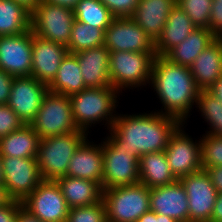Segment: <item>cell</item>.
I'll return each instance as SVG.
<instances>
[{"label": "cell", "instance_id": "cell-1", "mask_svg": "<svg viewBox=\"0 0 222 222\" xmlns=\"http://www.w3.org/2000/svg\"><path fill=\"white\" fill-rule=\"evenodd\" d=\"M149 87L162 105L159 111L154 109L156 112L177 118L181 123H189L201 91L189 67L157 55L152 65Z\"/></svg>", "mask_w": 222, "mask_h": 222}, {"label": "cell", "instance_id": "cell-2", "mask_svg": "<svg viewBox=\"0 0 222 222\" xmlns=\"http://www.w3.org/2000/svg\"><path fill=\"white\" fill-rule=\"evenodd\" d=\"M147 112L123 114L121 111L108 130L123 148L139 159L143 154L165 151L171 135L182 124L177 118L154 110Z\"/></svg>", "mask_w": 222, "mask_h": 222}, {"label": "cell", "instance_id": "cell-3", "mask_svg": "<svg viewBox=\"0 0 222 222\" xmlns=\"http://www.w3.org/2000/svg\"><path fill=\"white\" fill-rule=\"evenodd\" d=\"M123 96L114 87L85 88L79 93L70 95L73 117L78 129L90 134L97 124L105 125L110 130L119 113L118 104ZM118 107V109H116ZM90 130V131H89Z\"/></svg>", "mask_w": 222, "mask_h": 222}, {"label": "cell", "instance_id": "cell-4", "mask_svg": "<svg viewBox=\"0 0 222 222\" xmlns=\"http://www.w3.org/2000/svg\"><path fill=\"white\" fill-rule=\"evenodd\" d=\"M90 136L83 130H76L40 139L36 159L42 180L56 181L66 176L71 157Z\"/></svg>", "mask_w": 222, "mask_h": 222}, {"label": "cell", "instance_id": "cell-5", "mask_svg": "<svg viewBox=\"0 0 222 222\" xmlns=\"http://www.w3.org/2000/svg\"><path fill=\"white\" fill-rule=\"evenodd\" d=\"M156 53L115 51L109 54V73L112 87L121 94L127 90L149 89ZM126 90V91H125Z\"/></svg>", "mask_w": 222, "mask_h": 222}, {"label": "cell", "instance_id": "cell-6", "mask_svg": "<svg viewBox=\"0 0 222 222\" xmlns=\"http://www.w3.org/2000/svg\"><path fill=\"white\" fill-rule=\"evenodd\" d=\"M102 149V189L140 183L139 158L134 153L127 148H123L107 132L106 136L102 138Z\"/></svg>", "mask_w": 222, "mask_h": 222}, {"label": "cell", "instance_id": "cell-7", "mask_svg": "<svg viewBox=\"0 0 222 222\" xmlns=\"http://www.w3.org/2000/svg\"><path fill=\"white\" fill-rule=\"evenodd\" d=\"M107 222H136L150 209L149 188L137 183L103 189Z\"/></svg>", "mask_w": 222, "mask_h": 222}, {"label": "cell", "instance_id": "cell-8", "mask_svg": "<svg viewBox=\"0 0 222 222\" xmlns=\"http://www.w3.org/2000/svg\"><path fill=\"white\" fill-rule=\"evenodd\" d=\"M30 126L40 139L80 130L74 121L69 96L49 91L44 96L41 107Z\"/></svg>", "mask_w": 222, "mask_h": 222}, {"label": "cell", "instance_id": "cell-9", "mask_svg": "<svg viewBox=\"0 0 222 222\" xmlns=\"http://www.w3.org/2000/svg\"><path fill=\"white\" fill-rule=\"evenodd\" d=\"M75 21L74 10L43 0L31 12L30 29L34 35L67 47Z\"/></svg>", "mask_w": 222, "mask_h": 222}, {"label": "cell", "instance_id": "cell-10", "mask_svg": "<svg viewBox=\"0 0 222 222\" xmlns=\"http://www.w3.org/2000/svg\"><path fill=\"white\" fill-rule=\"evenodd\" d=\"M187 125L182 123L176 129L165 148L170 170L177 179L202 170L201 141L186 132Z\"/></svg>", "mask_w": 222, "mask_h": 222}, {"label": "cell", "instance_id": "cell-11", "mask_svg": "<svg viewBox=\"0 0 222 222\" xmlns=\"http://www.w3.org/2000/svg\"><path fill=\"white\" fill-rule=\"evenodd\" d=\"M3 185L13 200L23 201L42 181L36 158L1 156Z\"/></svg>", "mask_w": 222, "mask_h": 222}, {"label": "cell", "instance_id": "cell-12", "mask_svg": "<svg viewBox=\"0 0 222 222\" xmlns=\"http://www.w3.org/2000/svg\"><path fill=\"white\" fill-rule=\"evenodd\" d=\"M43 222H66L70 207L56 181L42 180L21 202Z\"/></svg>", "mask_w": 222, "mask_h": 222}, {"label": "cell", "instance_id": "cell-13", "mask_svg": "<svg viewBox=\"0 0 222 222\" xmlns=\"http://www.w3.org/2000/svg\"><path fill=\"white\" fill-rule=\"evenodd\" d=\"M104 46L110 51L155 53V42L131 17H115L105 30Z\"/></svg>", "mask_w": 222, "mask_h": 222}, {"label": "cell", "instance_id": "cell-14", "mask_svg": "<svg viewBox=\"0 0 222 222\" xmlns=\"http://www.w3.org/2000/svg\"><path fill=\"white\" fill-rule=\"evenodd\" d=\"M179 180L188 198L189 222H210L218 194L210 176L202 169Z\"/></svg>", "mask_w": 222, "mask_h": 222}, {"label": "cell", "instance_id": "cell-15", "mask_svg": "<svg viewBox=\"0 0 222 222\" xmlns=\"http://www.w3.org/2000/svg\"><path fill=\"white\" fill-rule=\"evenodd\" d=\"M48 91V85L32 76L14 77L7 105L30 125Z\"/></svg>", "mask_w": 222, "mask_h": 222}, {"label": "cell", "instance_id": "cell-16", "mask_svg": "<svg viewBox=\"0 0 222 222\" xmlns=\"http://www.w3.org/2000/svg\"><path fill=\"white\" fill-rule=\"evenodd\" d=\"M0 68L14 77L31 76L32 31L0 36Z\"/></svg>", "mask_w": 222, "mask_h": 222}, {"label": "cell", "instance_id": "cell-17", "mask_svg": "<svg viewBox=\"0 0 222 222\" xmlns=\"http://www.w3.org/2000/svg\"><path fill=\"white\" fill-rule=\"evenodd\" d=\"M67 47L40 38L32 33V70L31 76L46 85L55 78Z\"/></svg>", "mask_w": 222, "mask_h": 222}, {"label": "cell", "instance_id": "cell-18", "mask_svg": "<svg viewBox=\"0 0 222 222\" xmlns=\"http://www.w3.org/2000/svg\"><path fill=\"white\" fill-rule=\"evenodd\" d=\"M150 209L177 222H189L188 198L179 179L165 186L149 189Z\"/></svg>", "mask_w": 222, "mask_h": 222}, {"label": "cell", "instance_id": "cell-19", "mask_svg": "<svg viewBox=\"0 0 222 222\" xmlns=\"http://www.w3.org/2000/svg\"><path fill=\"white\" fill-rule=\"evenodd\" d=\"M87 138L71 157L66 176L87 179L102 186L103 149L102 140ZM98 143V144H97Z\"/></svg>", "mask_w": 222, "mask_h": 222}, {"label": "cell", "instance_id": "cell-20", "mask_svg": "<svg viewBox=\"0 0 222 222\" xmlns=\"http://www.w3.org/2000/svg\"><path fill=\"white\" fill-rule=\"evenodd\" d=\"M110 51L103 45L75 53L86 88L112 86L109 73Z\"/></svg>", "mask_w": 222, "mask_h": 222}, {"label": "cell", "instance_id": "cell-21", "mask_svg": "<svg viewBox=\"0 0 222 222\" xmlns=\"http://www.w3.org/2000/svg\"><path fill=\"white\" fill-rule=\"evenodd\" d=\"M175 4L171 0H139L134 13L130 17L155 42L160 36Z\"/></svg>", "mask_w": 222, "mask_h": 222}, {"label": "cell", "instance_id": "cell-22", "mask_svg": "<svg viewBox=\"0 0 222 222\" xmlns=\"http://www.w3.org/2000/svg\"><path fill=\"white\" fill-rule=\"evenodd\" d=\"M189 69L198 88L209 90L222 77V38L205 48Z\"/></svg>", "mask_w": 222, "mask_h": 222}, {"label": "cell", "instance_id": "cell-23", "mask_svg": "<svg viewBox=\"0 0 222 222\" xmlns=\"http://www.w3.org/2000/svg\"><path fill=\"white\" fill-rule=\"evenodd\" d=\"M197 27L177 5L171 9L167 22L155 41V53L164 56L170 49L185 40Z\"/></svg>", "mask_w": 222, "mask_h": 222}, {"label": "cell", "instance_id": "cell-24", "mask_svg": "<svg viewBox=\"0 0 222 222\" xmlns=\"http://www.w3.org/2000/svg\"><path fill=\"white\" fill-rule=\"evenodd\" d=\"M56 182L70 208L89 206L102 201V186L94 181L63 176Z\"/></svg>", "mask_w": 222, "mask_h": 222}, {"label": "cell", "instance_id": "cell-25", "mask_svg": "<svg viewBox=\"0 0 222 222\" xmlns=\"http://www.w3.org/2000/svg\"><path fill=\"white\" fill-rule=\"evenodd\" d=\"M216 39L217 37L208 28H196L164 57L175 64L190 67L200 53Z\"/></svg>", "mask_w": 222, "mask_h": 222}, {"label": "cell", "instance_id": "cell-26", "mask_svg": "<svg viewBox=\"0 0 222 222\" xmlns=\"http://www.w3.org/2000/svg\"><path fill=\"white\" fill-rule=\"evenodd\" d=\"M140 183L149 189L177 180L170 170L165 151L143 154L139 159Z\"/></svg>", "mask_w": 222, "mask_h": 222}, {"label": "cell", "instance_id": "cell-27", "mask_svg": "<svg viewBox=\"0 0 222 222\" xmlns=\"http://www.w3.org/2000/svg\"><path fill=\"white\" fill-rule=\"evenodd\" d=\"M40 137L30 125L0 138V155L19 158H36Z\"/></svg>", "mask_w": 222, "mask_h": 222}, {"label": "cell", "instance_id": "cell-28", "mask_svg": "<svg viewBox=\"0 0 222 222\" xmlns=\"http://www.w3.org/2000/svg\"><path fill=\"white\" fill-rule=\"evenodd\" d=\"M77 56L67 53L63 58L53 81L48 85L49 92L70 96L85 89Z\"/></svg>", "mask_w": 222, "mask_h": 222}, {"label": "cell", "instance_id": "cell-29", "mask_svg": "<svg viewBox=\"0 0 222 222\" xmlns=\"http://www.w3.org/2000/svg\"><path fill=\"white\" fill-rule=\"evenodd\" d=\"M31 12L12 0H0V36L18 35L30 29Z\"/></svg>", "mask_w": 222, "mask_h": 222}, {"label": "cell", "instance_id": "cell-30", "mask_svg": "<svg viewBox=\"0 0 222 222\" xmlns=\"http://www.w3.org/2000/svg\"><path fill=\"white\" fill-rule=\"evenodd\" d=\"M73 10L75 20L104 31L115 18L99 0H79Z\"/></svg>", "mask_w": 222, "mask_h": 222}, {"label": "cell", "instance_id": "cell-31", "mask_svg": "<svg viewBox=\"0 0 222 222\" xmlns=\"http://www.w3.org/2000/svg\"><path fill=\"white\" fill-rule=\"evenodd\" d=\"M105 31L100 28L75 20L73 22L70 41L67 45L68 53H78L83 50L104 45Z\"/></svg>", "mask_w": 222, "mask_h": 222}, {"label": "cell", "instance_id": "cell-32", "mask_svg": "<svg viewBox=\"0 0 222 222\" xmlns=\"http://www.w3.org/2000/svg\"><path fill=\"white\" fill-rule=\"evenodd\" d=\"M195 109L207 123L205 133L222 136V103L208 90H201Z\"/></svg>", "mask_w": 222, "mask_h": 222}, {"label": "cell", "instance_id": "cell-33", "mask_svg": "<svg viewBox=\"0 0 222 222\" xmlns=\"http://www.w3.org/2000/svg\"><path fill=\"white\" fill-rule=\"evenodd\" d=\"M201 136L202 169L222 166V136L208 133H203Z\"/></svg>", "mask_w": 222, "mask_h": 222}, {"label": "cell", "instance_id": "cell-34", "mask_svg": "<svg viewBox=\"0 0 222 222\" xmlns=\"http://www.w3.org/2000/svg\"><path fill=\"white\" fill-rule=\"evenodd\" d=\"M177 5L197 28H208L212 0H179Z\"/></svg>", "mask_w": 222, "mask_h": 222}, {"label": "cell", "instance_id": "cell-35", "mask_svg": "<svg viewBox=\"0 0 222 222\" xmlns=\"http://www.w3.org/2000/svg\"><path fill=\"white\" fill-rule=\"evenodd\" d=\"M66 222H107L105 203L70 208Z\"/></svg>", "mask_w": 222, "mask_h": 222}, {"label": "cell", "instance_id": "cell-36", "mask_svg": "<svg viewBox=\"0 0 222 222\" xmlns=\"http://www.w3.org/2000/svg\"><path fill=\"white\" fill-rule=\"evenodd\" d=\"M24 122L7 105H0V138L16 131L24 126Z\"/></svg>", "mask_w": 222, "mask_h": 222}, {"label": "cell", "instance_id": "cell-37", "mask_svg": "<svg viewBox=\"0 0 222 222\" xmlns=\"http://www.w3.org/2000/svg\"><path fill=\"white\" fill-rule=\"evenodd\" d=\"M115 17H130L139 0H99Z\"/></svg>", "mask_w": 222, "mask_h": 222}, {"label": "cell", "instance_id": "cell-38", "mask_svg": "<svg viewBox=\"0 0 222 222\" xmlns=\"http://www.w3.org/2000/svg\"><path fill=\"white\" fill-rule=\"evenodd\" d=\"M209 30L217 38H222V0H212Z\"/></svg>", "mask_w": 222, "mask_h": 222}, {"label": "cell", "instance_id": "cell-39", "mask_svg": "<svg viewBox=\"0 0 222 222\" xmlns=\"http://www.w3.org/2000/svg\"><path fill=\"white\" fill-rule=\"evenodd\" d=\"M14 76L0 68V105L7 104Z\"/></svg>", "mask_w": 222, "mask_h": 222}, {"label": "cell", "instance_id": "cell-40", "mask_svg": "<svg viewBox=\"0 0 222 222\" xmlns=\"http://www.w3.org/2000/svg\"><path fill=\"white\" fill-rule=\"evenodd\" d=\"M21 201L12 200L9 204L0 207V222H16L17 209Z\"/></svg>", "mask_w": 222, "mask_h": 222}, {"label": "cell", "instance_id": "cell-41", "mask_svg": "<svg viewBox=\"0 0 222 222\" xmlns=\"http://www.w3.org/2000/svg\"><path fill=\"white\" fill-rule=\"evenodd\" d=\"M205 171L210 176L211 182L217 192L222 193V166L208 167Z\"/></svg>", "mask_w": 222, "mask_h": 222}, {"label": "cell", "instance_id": "cell-42", "mask_svg": "<svg viewBox=\"0 0 222 222\" xmlns=\"http://www.w3.org/2000/svg\"><path fill=\"white\" fill-rule=\"evenodd\" d=\"M136 222H177L171 217L160 215L156 212L149 210L145 212Z\"/></svg>", "mask_w": 222, "mask_h": 222}, {"label": "cell", "instance_id": "cell-43", "mask_svg": "<svg viewBox=\"0 0 222 222\" xmlns=\"http://www.w3.org/2000/svg\"><path fill=\"white\" fill-rule=\"evenodd\" d=\"M16 222H43L37 216H35L31 211L25 208L22 203L17 209Z\"/></svg>", "mask_w": 222, "mask_h": 222}, {"label": "cell", "instance_id": "cell-44", "mask_svg": "<svg viewBox=\"0 0 222 222\" xmlns=\"http://www.w3.org/2000/svg\"><path fill=\"white\" fill-rule=\"evenodd\" d=\"M210 222H222V193L217 194Z\"/></svg>", "mask_w": 222, "mask_h": 222}, {"label": "cell", "instance_id": "cell-45", "mask_svg": "<svg viewBox=\"0 0 222 222\" xmlns=\"http://www.w3.org/2000/svg\"><path fill=\"white\" fill-rule=\"evenodd\" d=\"M222 103V77L219 78L208 90Z\"/></svg>", "mask_w": 222, "mask_h": 222}, {"label": "cell", "instance_id": "cell-46", "mask_svg": "<svg viewBox=\"0 0 222 222\" xmlns=\"http://www.w3.org/2000/svg\"><path fill=\"white\" fill-rule=\"evenodd\" d=\"M13 199L9 196L7 189L3 184H0V207L9 204Z\"/></svg>", "mask_w": 222, "mask_h": 222}, {"label": "cell", "instance_id": "cell-47", "mask_svg": "<svg viewBox=\"0 0 222 222\" xmlns=\"http://www.w3.org/2000/svg\"><path fill=\"white\" fill-rule=\"evenodd\" d=\"M43 1L50 3V4L66 6V7L72 8V9L79 2V0H43Z\"/></svg>", "mask_w": 222, "mask_h": 222}, {"label": "cell", "instance_id": "cell-48", "mask_svg": "<svg viewBox=\"0 0 222 222\" xmlns=\"http://www.w3.org/2000/svg\"><path fill=\"white\" fill-rule=\"evenodd\" d=\"M16 3L23 5L26 9L32 12L36 6L41 2V0H12Z\"/></svg>", "mask_w": 222, "mask_h": 222}, {"label": "cell", "instance_id": "cell-49", "mask_svg": "<svg viewBox=\"0 0 222 222\" xmlns=\"http://www.w3.org/2000/svg\"><path fill=\"white\" fill-rule=\"evenodd\" d=\"M0 184H3V167L1 164V155H0Z\"/></svg>", "mask_w": 222, "mask_h": 222}, {"label": "cell", "instance_id": "cell-50", "mask_svg": "<svg viewBox=\"0 0 222 222\" xmlns=\"http://www.w3.org/2000/svg\"><path fill=\"white\" fill-rule=\"evenodd\" d=\"M171 1H174L177 4L179 0H171Z\"/></svg>", "mask_w": 222, "mask_h": 222}]
</instances>
